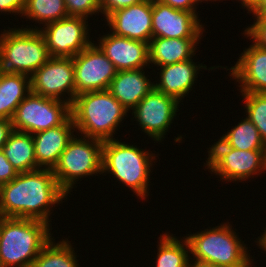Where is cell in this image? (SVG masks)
Masks as SVG:
<instances>
[{
	"label": "cell",
	"instance_id": "obj_1",
	"mask_svg": "<svg viewBox=\"0 0 266 267\" xmlns=\"http://www.w3.org/2000/svg\"><path fill=\"white\" fill-rule=\"evenodd\" d=\"M67 195L59 186L52 169L39 168L19 173L0 186V216L43 221L50 226L56 204ZM50 217V218H49Z\"/></svg>",
	"mask_w": 266,
	"mask_h": 267
},
{
	"label": "cell",
	"instance_id": "obj_2",
	"mask_svg": "<svg viewBox=\"0 0 266 267\" xmlns=\"http://www.w3.org/2000/svg\"><path fill=\"white\" fill-rule=\"evenodd\" d=\"M128 112L108 90L80 93L71 105L75 133L101 141L115 139Z\"/></svg>",
	"mask_w": 266,
	"mask_h": 267
},
{
	"label": "cell",
	"instance_id": "obj_3",
	"mask_svg": "<svg viewBox=\"0 0 266 267\" xmlns=\"http://www.w3.org/2000/svg\"><path fill=\"white\" fill-rule=\"evenodd\" d=\"M50 230L43 221L0 216V267H31L52 239Z\"/></svg>",
	"mask_w": 266,
	"mask_h": 267
},
{
	"label": "cell",
	"instance_id": "obj_4",
	"mask_svg": "<svg viewBox=\"0 0 266 267\" xmlns=\"http://www.w3.org/2000/svg\"><path fill=\"white\" fill-rule=\"evenodd\" d=\"M149 151L117 139L103 141L102 175L112 174L118 183H123L140 200H145L150 190L151 168L157 160L155 157H158V154L156 156Z\"/></svg>",
	"mask_w": 266,
	"mask_h": 267
},
{
	"label": "cell",
	"instance_id": "obj_5",
	"mask_svg": "<svg viewBox=\"0 0 266 267\" xmlns=\"http://www.w3.org/2000/svg\"><path fill=\"white\" fill-rule=\"evenodd\" d=\"M237 234L231 223L224 222L211 229L187 234L184 238L194 260L225 267H252L254 260L248 247Z\"/></svg>",
	"mask_w": 266,
	"mask_h": 267
},
{
	"label": "cell",
	"instance_id": "obj_6",
	"mask_svg": "<svg viewBox=\"0 0 266 267\" xmlns=\"http://www.w3.org/2000/svg\"><path fill=\"white\" fill-rule=\"evenodd\" d=\"M0 34V70L31 76L51 55L38 29L9 28Z\"/></svg>",
	"mask_w": 266,
	"mask_h": 267
},
{
	"label": "cell",
	"instance_id": "obj_7",
	"mask_svg": "<svg viewBox=\"0 0 266 267\" xmlns=\"http://www.w3.org/2000/svg\"><path fill=\"white\" fill-rule=\"evenodd\" d=\"M102 148L103 141L82 135H74L69 140L52 169L60 188L67 195L71 194L76 181L84 176L102 174Z\"/></svg>",
	"mask_w": 266,
	"mask_h": 267
},
{
	"label": "cell",
	"instance_id": "obj_8",
	"mask_svg": "<svg viewBox=\"0 0 266 267\" xmlns=\"http://www.w3.org/2000/svg\"><path fill=\"white\" fill-rule=\"evenodd\" d=\"M206 169L218 175L222 182H242L266 170V150L242 151L228 147L218 139L208 149Z\"/></svg>",
	"mask_w": 266,
	"mask_h": 267
},
{
	"label": "cell",
	"instance_id": "obj_9",
	"mask_svg": "<svg viewBox=\"0 0 266 267\" xmlns=\"http://www.w3.org/2000/svg\"><path fill=\"white\" fill-rule=\"evenodd\" d=\"M70 116L66 101L30 92L17 106L12 125L15 131L35 134L62 125Z\"/></svg>",
	"mask_w": 266,
	"mask_h": 267
},
{
	"label": "cell",
	"instance_id": "obj_10",
	"mask_svg": "<svg viewBox=\"0 0 266 267\" xmlns=\"http://www.w3.org/2000/svg\"><path fill=\"white\" fill-rule=\"evenodd\" d=\"M88 20L80 16H67L61 20L48 23L40 28L35 26L31 28L28 25L26 29H38L44 37L46 46L51 57H74L88 47L92 40ZM46 26V27H45Z\"/></svg>",
	"mask_w": 266,
	"mask_h": 267
},
{
	"label": "cell",
	"instance_id": "obj_11",
	"mask_svg": "<svg viewBox=\"0 0 266 267\" xmlns=\"http://www.w3.org/2000/svg\"><path fill=\"white\" fill-rule=\"evenodd\" d=\"M180 102L153 88L132 110V120L155 142H162L176 119Z\"/></svg>",
	"mask_w": 266,
	"mask_h": 267
},
{
	"label": "cell",
	"instance_id": "obj_12",
	"mask_svg": "<svg viewBox=\"0 0 266 267\" xmlns=\"http://www.w3.org/2000/svg\"><path fill=\"white\" fill-rule=\"evenodd\" d=\"M30 85L32 93L72 105L76 97L73 58L51 57L30 76Z\"/></svg>",
	"mask_w": 266,
	"mask_h": 267
},
{
	"label": "cell",
	"instance_id": "obj_13",
	"mask_svg": "<svg viewBox=\"0 0 266 267\" xmlns=\"http://www.w3.org/2000/svg\"><path fill=\"white\" fill-rule=\"evenodd\" d=\"M76 95L108 90L117 70L94 41L73 57Z\"/></svg>",
	"mask_w": 266,
	"mask_h": 267
},
{
	"label": "cell",
	"instance_id": "obj_14",
	"mask_svg": "<svg viewBox=\"0 0 266 267\" xmlns=\"http://www.w3.org/2000/svg\"><path fill=\"white\" fill-rule=\"evenodd\" d=\"M194 12L152 0V38H203L204 25Z\"/></svg>",
	"mask_w": 266,
	"mask_h": 267
},
{
	"label": "cell",
	"instance_id": "obj_15",
	"mask_svg": "<svg viewBox=\"0 0 266 267\" xmlns=\"http://www.w3.org/2000/svg\"><path fill=\"white\" fill-rule=\"evenodd\" d=\"M98 39L95 44L110 59L117 71L149 66V43L117 36L111 32L99 36Z\"/></svg>",
	"mask_w": 266,
	"mask_h": 267
},
{
	"label": "cell",
	"instance_id": "obj_16",
	"mask_svg": "<svg viewBox=\"0 0 266 267\" xmlns=\"http://www.w3.org/2000/svg\"><path fill=\"white\" fill-rule=\"evenodd\" d=\"M105 19L110 31L117 36L146 43L152 39V0L114 11Z\"/></svg>",
	"mask_w": 266,
	"mask_h": 267
},
{
	"label": "cell",
	"instance_id": "obj_17",
	"mask_svg": "<svg viewBox=\"0 0 266 267\" xmlns=\"http://www.w3.org/2000/svg\"><path fill=\"white\" fill-rule=\"evenodd\" d=\"M227 70L230 78L240 84V92L266 93V48L251 43Z\"/></svg>",
	"mask_w": 266,
	"mask_h": 267
},
{
	"label": "cell",
	"instance_id": "obj_18",
	"mask_svg": "<svg viewBox=\"0 0 266 267\" xmlns=\"http://www.w3.org/2000/svg\"><path fill=\"white\" fill-rule=\"evenodd\" d=\"M204 64H197L193 59L177 62L171 65L161 66L159 78L154 82V88L158 91L176 98L180 103L185 96L192 91L201 69L207 70Z\"/></svg>",
	"mask_w": 266,
	"mask_h": 267
},
{
	"label": "cell",
	"instance_id": "obj_19",
	"mask_svg": "<svg viewBox=\"0 0 266 267\" xmlns=\"http://www.w3.org/2000/svg\"><path fill=\"white\" fill-rule=\"evenodd\" d=\"M75 126L70 116L62 125L32 134L36 163L40 168L53 169L74 136Z\"/></svg>",
	"mask_w": 266,
	"mask_h": 267
},
{
	"label": "cell",
	"instance_id": "obj_20",
	"mask_svg": "<svg viewBox=\"0 0 266 267\" xmlns=\"http://www.w3.org/2000/svg\"><path fill=\"white\" fill-rule=\"evenodd\" d=\"M154 88V82L146 76L143 68L117 71L111 80L108 91L128 111L133 110L137 104Z\"/></svg>",
	"mask_w": 266,
	"mask_h": 267
},
{
	"label": "cell",
	"instance_id": "obj_21",
	"mask_svg": "<svg viewBox=\"0 0 266 267\" xmlns=\"http://www.w3.org/2000/svg\"><path fill=\"white\" fill-rule=\"evenodd\" d=\"M200 40L201 38H152L149 42V64L161 67L190 60L195 56Z\"/></svg>",
	"mask_w": 266,
	"mask_h": 267
},
{
	"label": "cell",
	"instance_id": "obj_22",
	"mask_svg": "<svg viewBox=\"0 0 266 267\" xmlns=\"http://www.w3.org/2000/svg\"><path fill=\"white\" fill-rule=\"evenodd\" d=\"M30 92V76L0 70V119L12 120L17 106Z\"/></svg>",
	"mask_w": 266,
	"mask_h": 267
},
{
	"label": "cell",
	"instance_id": "obj_23",
	"mask_svg": "<svg viewBox=\"0 0 266 267\" xmlns=\"http://www.w3.org/2000/svg\"><path fill=\"white\" fill-rule=\"evenodd\" d=\"M2 152L18 173L40 168L36 163L32 134L14 130L3 146Z\"/></svg>",
	"mask_w": 266,
	"mask_h": 267
},
{
	"label": "cell",
	"instance_id": "obj_24",
	"mask_svg": "<svg viewBox=\"0 0 266 267\" xmlns=\"http://www.w3.org/2000/svg\"><path fill=\"white\" fill-rule=\"evenodd\" d=\"M169 232L160 234L157 245L155 267H188L190 253L185 238L173 236Z\"/></svg>",
	"mask_w": 266,
	"mask_h": 267
},
{
	"label": "cell",
	"instance_id": "obj_25",
	"mask_svg": "<svg viewBox=\"0 0 266 267\" xmlns=\"http://www.w3.org/2000/svg\"><path fill=\"white\" fill-rule=\"evenodd\" d=\"M54 240L52 238L42 248L31 267H80L71 242L67 238L58 243Z\"/></svg>",
	"mask_w": 266,
	"mask_h": 267
},
{
	"label": "cell",
	"instance_id": "obj_26",
	"mask_svg": "<svg viewBox=\"0 0 266 267\" xmlns=\"http://www.w3.org/2000/svg\"><path fill=\"white\" fill-rule=\"evenodd\" d=\"M228 147L242 151L266 150V145L262 141L258 129L247 118L228 130L220 138Z\"/></svg>",
	"mask_w": 266,
	"mask_h": 267
},
{
	"label": "cell",
	"instance_id": "obj_27",
	"mask_svg": "<svg viewBox=\"0 0 266 267\" xmlns=\"http://www.w3.org/2000/svg\"><path fill=\"white\" fill-rule=\"evenodd\" d=\"M22 16L46 25L68 16L64 0H27Z\"/></svg>",
	"mask_w": 266,
	"mask_h": 267
},
{
	"label": "cell",
	"instance_id": "obj_28",
	"mask_svg": "<svg viewBox=\"0 0 266 267\" xmlns=\"http://www.w3.org/2000/svg\"><path fill=\"white\" fill-rule=\"evenodd\" d=\"M240 93L245 99L246 117L258 129L260 137L266 145V93Z\"/></svg>",
	"mask_w": 266,
	"mask_h": 267
},
{
	"label": "cell",
	"instance_id": "obj_29",
	"mask_svg": "<svg viewBox=\"0 0 266 267\" xmlns=\"http://www.w3.org/2000/svg\"><path fill=\"white\" fill-rule=\"evenodd\" d=\"M64 2L68 16H80L88 19L101 12L99 0H64Z\"/></svg>",
	"mask_w": 266,
	"mask_h": 267
},
{
	"label": "cell",
	"instance_id": "obj_30",
	"mask_svg": "<svg viewBox=\"0 0 266 267\" xmlns=\"http://www.w3.org/2000/svg\"><path fill=\"white\" fill-rule=\"evenodd\" d=\"M254 24L247 26L244 30V37L251 39L252 42L262 48H266V15L254 16Z\"/></svg>",
	"mask_w": 266,
	"mask_h": 267
},
{
	"label": "cell",
	"instance_id": "obj_31",
	"mask_svg": "<svg viewBox=\"0 0 266 267\" xmlns=\"http://www.w3.org/2000/svg\"><path fill=\"white\" fill-rule=\"evenodd\" d=\"M144 0H103L101 2V13L104 18L114 11L127 8L141 3Z\"/></svg>",
	"mask_w": 266,
	"mask_h": 267
},
{
	"label": "cell",
	"instance_id": "obj_32",
	"mask_svg": "<svg viewBox=\"0 0 266 267\" xmlns=\"http://www.w3.org/2000/svg\"><path fill=\"white\" fill-rule=\"evenodd\" d=\"M19 173L9 163L6 156L0 150V186L12 181Z\"/></svg>",
	"mask_w": 266,
	"mask_h": 267
},
{
	"label": "cell",
	"instance_id": "obj_33",
	"mask_svg": "<svg viewBox=\"0 0 266 267\" xmlns=\"http://www.w3.org/2000/svg\"><path fill=\"white\" fill-rule=\"evenodd\" d=\"M27 0H0V12L4 14H16L22 17Z\"/></svg>",
	"mask_w": 266,
	"mask_h": 267
},
{
	"label": "cell",
	"instance_id": "obj_34",
	"mask_svg": "<svg viewBox=\"0 0 266 267\" xmlns=\"http://www.w3.org/2000/svg\"><path fill=\"white\" fill-rule=\"evenodd\" d=\"M158 1L163 4L169 5L174 9L190 11L198 15V12L196 11L197 9L196 5L199 4H197L195 0H158Z\"/></svg>",
	"mask_w": 266,
	"mask_h": 267
},
{
	"label": "cell",
	"instance_id": "obj_35",
	"mask_svg": "<svg viewBox=\"0 0 266 267\" xmlns=\"http://www.w3.org/2000/svg\"><path fill=\"white\" fill-rule=\"evenodd\" d=\"M13 131L12 120L0 119V150H2Z\"/></svg>",
	"mask_w": 266,
	"mask_h": 267
},
{
	"label": "cell",
	"instance_id": "obj_36",
	"mask_svg": "<svg viewBox=\"0 0 266 267\" xmlns=\"http://www.w3.org/2000/svg\"><path fill=\"white\" fill-rule=\"evenodd\" d=\"M238 2L241 3L242 8L244 7L246 10H248L247 13H253L260 4V0H238Z\"/></svg>",
	"mask_w": 266,
	"mask_h": 267
},
{
	"label": "cell",
	"instance_id": "obj_37",
	"mask_svg": "<svg viewBox=\"0 0 266 267\" xmlns=\"http://www.w3.org/2000/svg\"><path fill=\"white\" fill-rule=\"evenodd\" d=\"M192 258L189 259L188 267H225L217 264H212L209 262H204L200 260H191ZM193 262V263H192Z\"/></svg>",
	"mask_w": 266,
	"mask_h": 267
},
{
	"label": "cell",
	"instance_id": "obj_38",
	"mask_svg": "<svg viewBox=\"0 0 266 267\" xmlns=\"http://www.w3.org/2000/svg\"><path fill=\"white\" fill-rule=\"evenodd\" d=\"M263 231H264L263 234L261 233L260 234L261 236H259L258 239L256 238L257 241L256 240L254 241L257 243V246L262 250H264L266 253V228Z\"/></svg>",
	"mask_w": 266,
	"mask_h": 267
},
{
	"label": "cell",
	"instance_id": "obj_39",
	"mask_svg": "<svg viewBox=\"0 0 266 267\" xmlns=\"http://www.w3.org/2000/svg\"><path fill=\"white\" fill-rule=\"evenodd\" d=\"M254 16L266 15V0H260L258 8L253 12Z\"/></svg>",
	"mask_w": 266,
	"mask_h": 267
},
{
	"label": "cell",
	"instance_id": "obj_40",
	"mask_svg": "<svg viewBox=\"0 0 266 267\" xmlns=\"http://www.w3.org/2000/svg\"><path fill=\"white\" fill-rule=\"evenodd\" d=\"M196 1V3L198 4L199 2L201 3V2H203V1H206V2H208V1H217V0H195ZM218 1H221V0H218ZM223 1V0H222Z\"/></svg>",
	"mask_w": 266,
	"mask_h": 267
}]
</instances>
